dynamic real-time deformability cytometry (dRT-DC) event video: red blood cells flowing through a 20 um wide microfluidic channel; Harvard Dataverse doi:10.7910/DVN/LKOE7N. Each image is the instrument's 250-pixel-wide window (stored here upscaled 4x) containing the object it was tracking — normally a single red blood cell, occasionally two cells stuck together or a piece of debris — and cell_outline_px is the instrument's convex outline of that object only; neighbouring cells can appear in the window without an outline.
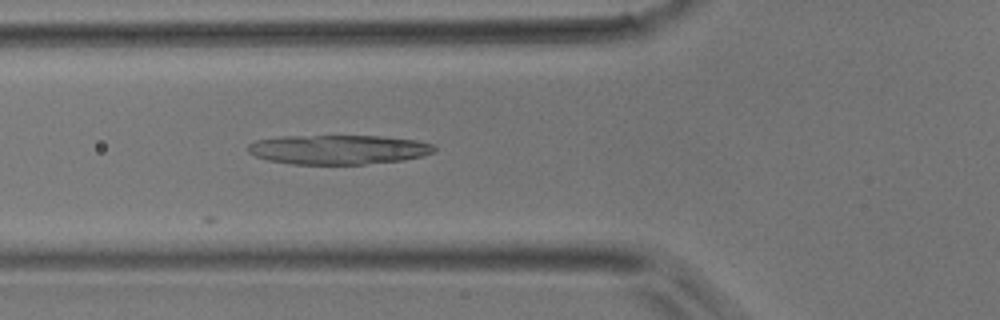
{"species": "common noctule bat (a hibernating species)", "species_latin": "Nyctalus noctula", "temperature_condition": "room temperature", "stored_images_in_passage": 11, "camera_frame_rate_fps": 3000, "um_per_image_px": 0.085, "animal": {"sex": "male", "body_mass_g": 17.9}, "frame": {"image": 1, "passage_image": 4, "time_ms": 1.0, "image_size_px": [1000, 320], "cell_outline_px": [[436, 152], [424, 156], [404, 160], [364, 164], [292, 164], [268, 160], [256, 156], [248, 152], [248, 144], [256, 140], [280, 136], [380, 136], [416, 140], [432, 144], [436, 148]], "centroid_in_image_um": [28.78, 12.71], "position_along_channel_um": 97.0, "area_um2": 32.08}}
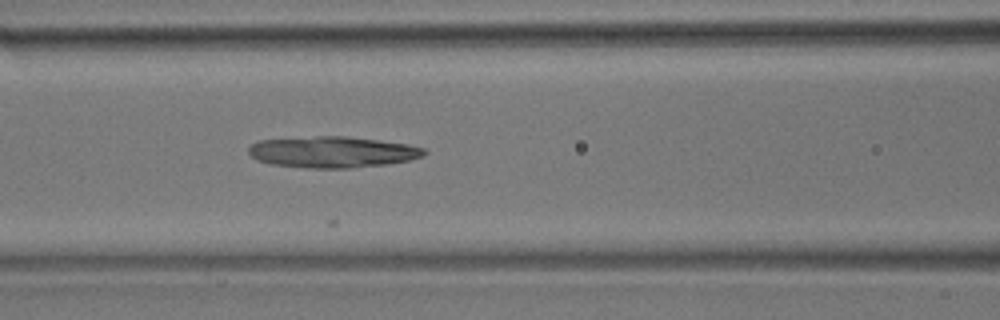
{"frame": {"image": 2, "passage_image": 7, "time_ms": 2.0, "image_size_px": [1000, 320], "cell_outline_px": [[428, 152], [424, 156], [408, 160], [384, 164], [352, 168], [304, 168], [268, 164], [256, 160], [248, 152], [248, 148], [252, 144], [260, 140], [316, 136], [348, 136], [380, 140], [408, 144], [424, 148]], "centroid_in_image_um": [28.25, 12.92], "position_along_channel_um": 138.4, "area_um2": 32.14}}